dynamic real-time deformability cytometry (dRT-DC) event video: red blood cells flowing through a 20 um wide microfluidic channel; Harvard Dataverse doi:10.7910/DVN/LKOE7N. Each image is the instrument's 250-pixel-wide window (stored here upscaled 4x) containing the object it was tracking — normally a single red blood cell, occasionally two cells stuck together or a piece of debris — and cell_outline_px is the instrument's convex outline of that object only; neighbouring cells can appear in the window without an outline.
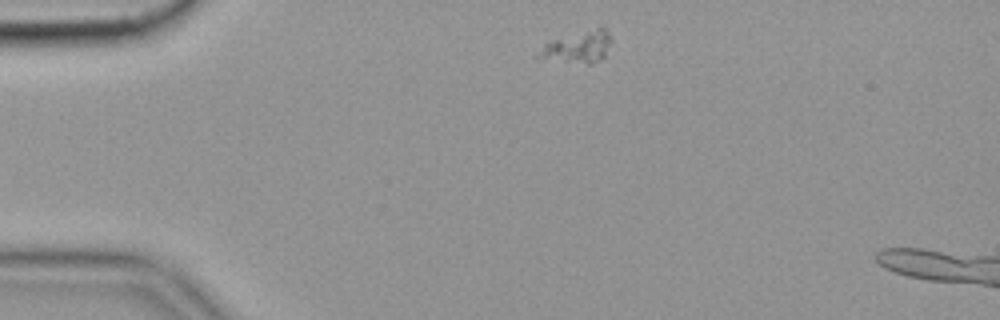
{"species": "common noctule bat (a hibernating species)", "species_latin": "Nyctalus noctula", "temperature_condition": "cold", "stored_images_in_passage": 6, "camera_frame_rate_fps": 3000, "um_per_image_px": 0.085, "animal": {"sex": "female", "body_mass_g": 19.9}, "frame": {"image": 1, "passage_image": 1, "time_ms": 0.0, "image_size_px": [1000, 320], "cell_outline_px": [[612, 40], [604, 56], [592, 64], [588, 64], [532, 56], [544, 44], [552, 40], [600, 24], [604, 24]], "centroid_in_image_um": [49.16, 3.92], "position_along_channel_um": 35.8, "area_um2": 13.7}}